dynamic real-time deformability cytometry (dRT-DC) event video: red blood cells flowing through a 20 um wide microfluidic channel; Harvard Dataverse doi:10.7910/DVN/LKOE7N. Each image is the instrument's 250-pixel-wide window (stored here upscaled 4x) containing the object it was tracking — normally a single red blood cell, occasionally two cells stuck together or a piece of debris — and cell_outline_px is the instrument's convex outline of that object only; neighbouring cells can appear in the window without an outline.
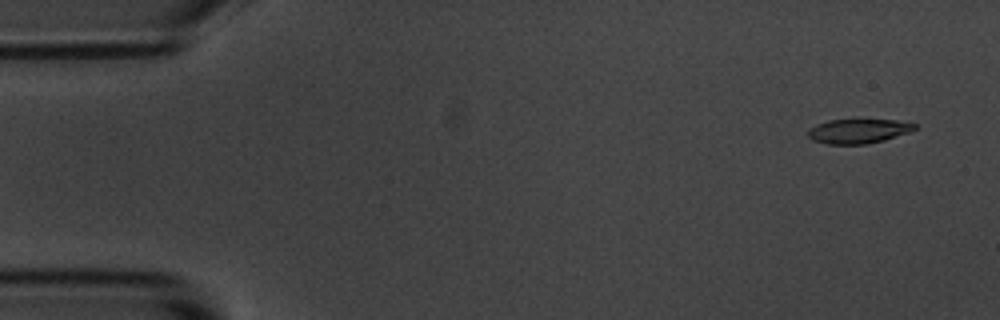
{"species": "common noctule bat (a hibernating species)", "species_latin": "Nyctalus noctula", "temperature_condition": "room temperature", "stored_images_in_passage": 7, "camera_frame_rate_fps": 3000, "um_per_image_px": 0.085, "animal": {"sex": "male", "body_mass_g": 20.1, "forearm_length_mm": 53.5}, "frame": {"image": 1, "passage_image": 1, "time_ms": 0.0, "image_size_px": [1000, 320], "cell_outline_px": [[916, 128], [912, 132], [884, 140], [868, 144], [828, 144], [812, 140], [808, 136], [808, 132], [816, 124], [828, 120], [896, 120], [916, 124]], "centroid_in_image_um": [72.99, 11.15], "position_along_channel_um": 12.0, "area_um2": 15.14}}
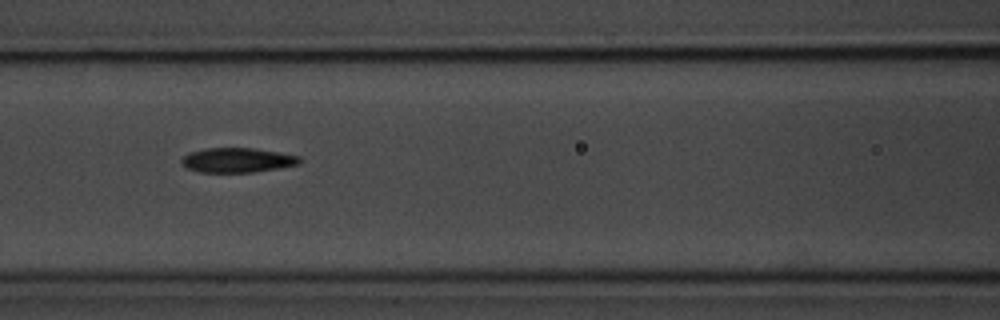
{"frame": {"image": 2, "passage_image": 6, "time_ms": 6.667, "image_size_px": [1000, 320], "cell_outline_px": [[300, 164], [252, 172], [200, 172], [188, 168], [180, 164], [180, 160], [188, 152], [208, 148], [252, 148], [300, 156]], "centroid_in_image_um": [20.12, 13.61], "position_along_channel_um": 146.5, "area_um2": 16.76}}
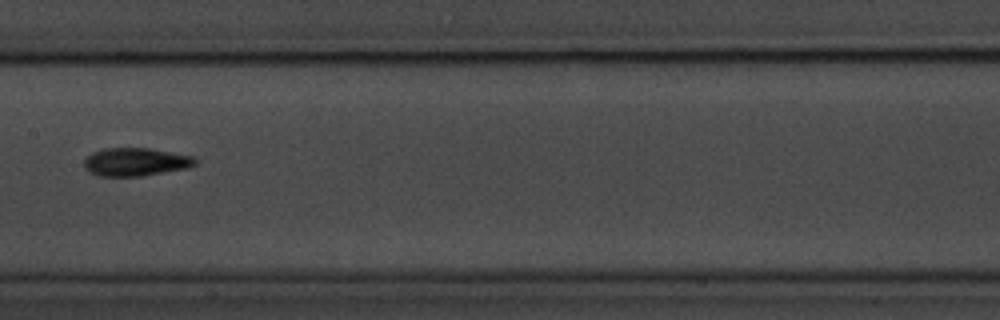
{"frame": {"image": 3, "passage_image": 7, "time_ms": 8.0, "image_size_px": [1000, 320], "cell_outline_px": [[196, 164], [188, 168], [140, 176], [96, 176], [88, 172], [84, 168], [84, 160], [92, 152], [104, 148], [148, 148], [192, 156], [196, 160]], "centroid_in_image_um": [11.48, 13.77], "position_along_channel_um": 195.9, "area_um2": 18.21}}